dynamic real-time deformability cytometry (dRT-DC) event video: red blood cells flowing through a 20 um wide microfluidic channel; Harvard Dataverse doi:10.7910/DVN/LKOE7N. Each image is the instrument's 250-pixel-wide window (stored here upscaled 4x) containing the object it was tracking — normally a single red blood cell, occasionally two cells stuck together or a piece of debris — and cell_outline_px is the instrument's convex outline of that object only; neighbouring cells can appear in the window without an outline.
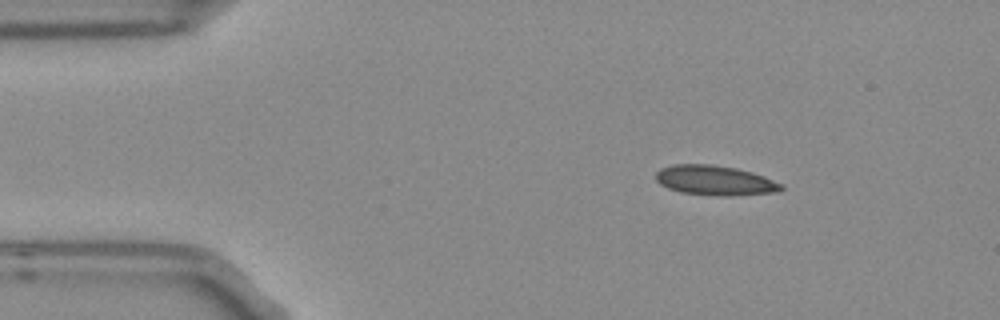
{"species": "Egyptian fruit bat (a non-hibernating species)", "species_latin": "Rousettus aegyptiacus", "temperature_condition": "room temperature", "stored_images_in_passage": 3, "camera_frame_rate_fps": 3000, "um_per_image_px": 0.085, "frame": {"image": 1, "passage_image": 1, "time_ms": 0.0, "image_size_px": [1000, 320], "cell_outline_px": [[784, 188], [780, 192], [680, 192], [668, 188], [660, 184], [656, 180], [656, 172], [660, 168], [672, 164], [712, 164], [736, 168], [752, 172], [764, 176], [784, 184]], "centroid_in_image_um": [60.71, 15.25], "position_along_channel_um": 24.3, "area_um2": 20.46}}
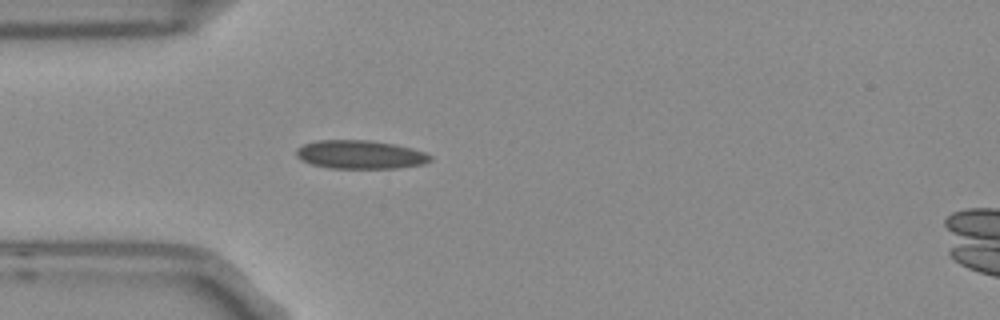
{"frame": {"image": 2, "passage_image": 3, "time_ms": 0.667, "image_size_px": [1000, 320], "cell_outline_px": [[432, 160], [424, 164], [392, 168], [332, 168], [312, 164], [300, 160], [296, 156], [296, 148], [304, 144], [316, 140], [368, 140], [392, 144], [412, 148], [424, 152], [432, 156]], "centroid_in_image_um": [30.59, 13.13], "position_along_channel_um": 54.4, "area_um2": 22.2}}